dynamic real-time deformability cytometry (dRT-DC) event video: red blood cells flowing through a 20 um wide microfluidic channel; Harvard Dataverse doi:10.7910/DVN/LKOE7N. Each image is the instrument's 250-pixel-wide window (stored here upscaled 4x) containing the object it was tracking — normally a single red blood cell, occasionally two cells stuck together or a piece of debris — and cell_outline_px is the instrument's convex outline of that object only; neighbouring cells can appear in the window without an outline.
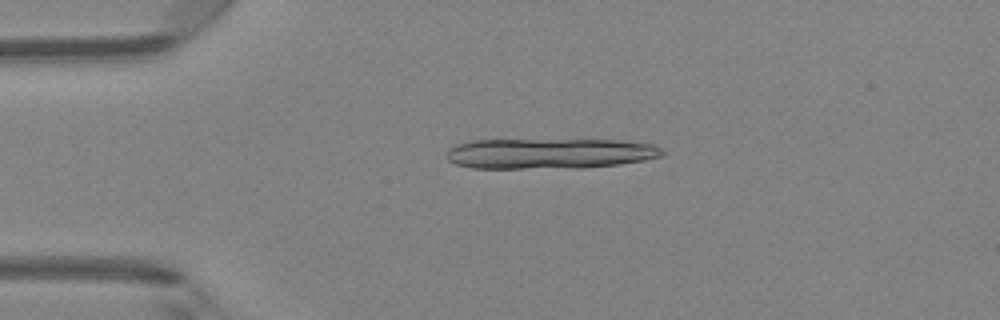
{"species": "Egyptian fruit bat (a non-hibernating species)", "species_latin": "Rousettus aegyptiacus", "temperature_condition": "room temperature", "stored_images_in_passage": 3, "camera_frame_rate_fps": 3000, "um_per_image_px": 0.085, "animal": {"sex": "female"}, "frame": {"image": 1, "passage_image": 3, "time_ms": 0.667, "image_size_px": [1000, 320], "cell_outline_px": [[664, 156], [644, 160], [620, 164], [584, 168], [472, 168], [456, 164], [448, 160], [448, 148], [456, 144], [472, 140], [616, 140], [652, 144], [660, 148], [664, 152]], "centroid_in_image_um": [46.72, 13.05], "position_along_channel_um": 38.3, "area_um2": 38.38}}